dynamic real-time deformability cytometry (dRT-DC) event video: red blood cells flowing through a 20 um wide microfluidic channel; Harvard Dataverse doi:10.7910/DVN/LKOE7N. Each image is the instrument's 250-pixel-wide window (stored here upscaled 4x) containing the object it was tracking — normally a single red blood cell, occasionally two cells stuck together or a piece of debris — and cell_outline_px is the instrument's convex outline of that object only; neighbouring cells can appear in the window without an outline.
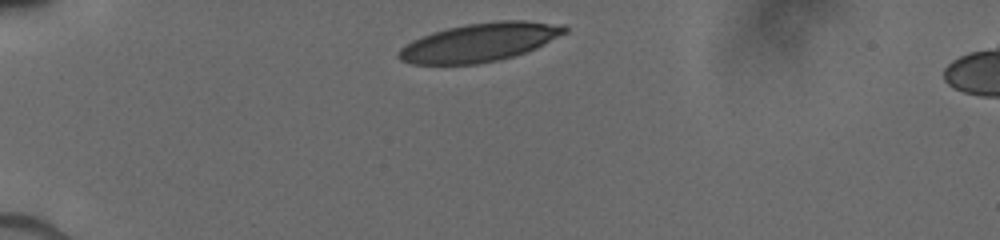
{"species": "human", "species_latin": "Homo sapiens", "temperature_condition": "cold", "stored_images_in_passage": 9, "camera_frame_rate_fps": 3000, "um_per_image_px": 0.085, "donor": {"sex": "male"}, "frame": {"image": 1, "passage_image": 1, "time_ms": 0.0, "image_size_px": [1000, 240], "cell_outline_px": [[568, 32], [536, 48], [500, 60], [476, 64], [412, 64], [400, 60], [396, 56], [396, 52], [400, 48], [412, 40], [432, 32], [448, 28], [468, 24], [500, 20], [524, 20], [564, 24], [568, 28]], "centroid_in_image_um": [40.77, 3.59], "position_along_channel_um": 44.2, "area_um2": 37.34}}
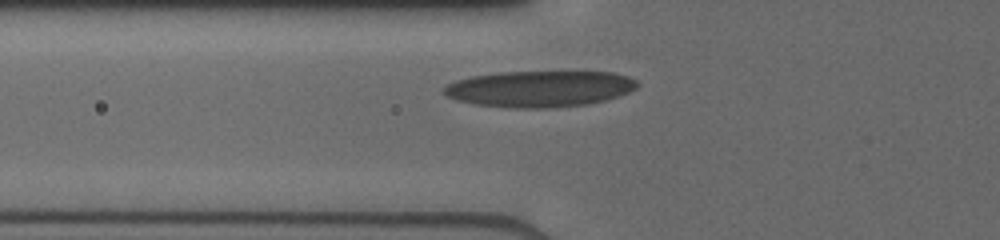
{"frame": {"image": 2, "passage_image": 6, "time_ms": 2.0, "image_size_px": [1000, 240], "cell_outline_px": [[636, 88], [628, 92], [604, 100], [588, 104], [548, 108], [516, 108], [476, 104], [456, 100], [448, 96], [444, 92], [444, 84], [456, 80], [472, 76], [500, 72], [616, 72], [628, 76], [636, 80]], "centroid_in_image_um": [45.85, 7.54], "position_along_channel_um": 80.0, "area_um2": 40.63}}
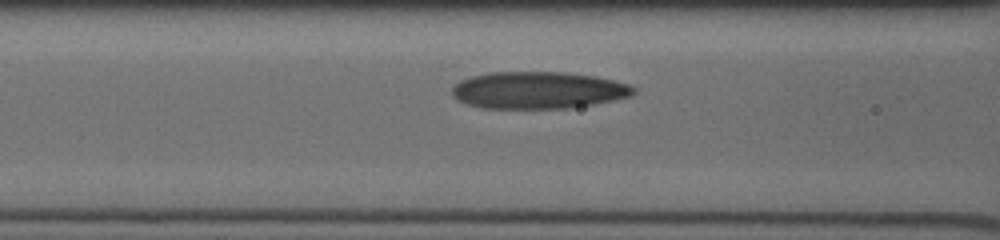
{"frame": {"image": 3, "passage_image": 8, "time_ms": 3.0, "image_size_px": [1000, 240], "cell_outline_px": [[636, 92], [632, 96], [592, 104], [568, 108], [484, 108], [468, 104], [452, 96], [452, 88], [460, 80], [472, 76], [488, 72], [564, 72], [596, 76], [628, 84], [636, 88]], "centroid_in_image_um": [45.75, 7.66], "position_along_channel_um": 120.8, "area_um2": 39.07}}